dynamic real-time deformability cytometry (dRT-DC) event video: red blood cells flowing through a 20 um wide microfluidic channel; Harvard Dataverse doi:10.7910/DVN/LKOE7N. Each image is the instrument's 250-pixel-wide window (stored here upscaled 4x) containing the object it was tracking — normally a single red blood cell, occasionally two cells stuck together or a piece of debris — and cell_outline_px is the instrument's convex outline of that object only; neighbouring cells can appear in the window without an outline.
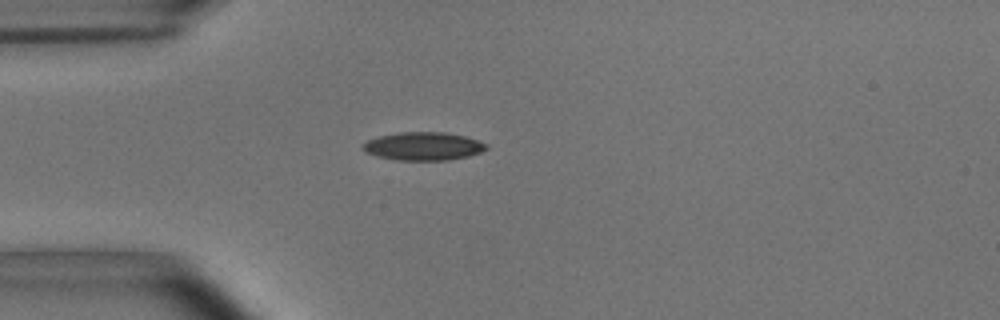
{"species": "common noctule bat (a hibernating species)", "species_latin": "Nyctalus noctula", "temperature_condition": "room temperature", "stored_images_in_passage": 4, "camera_frame_rate_fps": 3000, "um_per_image_px": 0.085, "animal": {"sex": "male", "body_mass_g": 15.6}, "frame": {"image": 1, "passage_image": 1, "time_ms": 0.0, "image_size_px": [1000, 320], "cell_outline_px": [[488, 148], [480, 152], [468, 156], [448, 160], [396, 160], [380, 156], [368, 152], [360, 148], [360, 144], [368, 140], [380, 136], [400, 132], [444, 132], [464, 136], [488, 144]], "centroid_in_image_um": [35.98, 12.42], "position_along_channel_um": 49.0, "area_um2": 20.11}}